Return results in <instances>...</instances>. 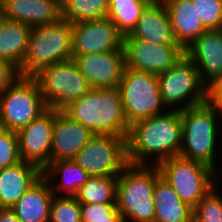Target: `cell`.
<instances>
[{"instance_id": "1", "label": "cell", "mask_w": 222, "mask_h": 222, "mask_svg": "<svg viewBox=\"0 0 222 222\" xmlns=\"http://www.w3.org/2000/svg\"><path fill=\"white\" fill-rule=\"evenodd\" d=\"M181 138L180 110H167L163 114L138 120L130 125L126 138L128 164L152 163L157 166L168 158L178 156Z\"/></svg>"}, {"instance_id": "2", "label": "cell", "mask_w": 222, "mask_h": 222, "mask_svg": "<svg viewBox=\"0 0 222 222\" xmlns=\"http://www.w3.org/2000/svg\"><path fill=\"white\" fill-rule=\"evenodd\" d=\"M61 111L94 135L128 136L130 125L124 116L118 88L91 89Z\"/></svg>"}, {"instance_id": "3", "label": "cell", "mask_w": 222, "mask_h": 222, "mask_svg": "<svg viewBox=\"0 0 222 222\" xmlns=\"http://www.w3.org/2000/svg\"><path fill=\"white\" fill-rule=\"evenodd\" d=\"M182 123L181 147L178 156L196 160L214 169V188L217 187L219 172L215 158L218 145V115L208 103L191 106L180 110ZM218 126V127H217ZM216 156V157H215ZM216 163V165H215ZM216 168V169H215ZM217 177V178H216Z\"/></svg>"}, {"instance_id": "4", "label": "cell", "mask_w": 222, "mask_h": 222, "mask_svg": "<svg viewBox=\"0 0 222 222\" xmlns=\"http://www.w3.org/2000/svg\"><path fill=\"white\" fill-rule=\"evenodd\" d=\"M161 176L156 165L128 164L117 176L116 206L124 222H154V185Z\"/></svg>"}, {"instance_id": "5", "label": "cell", "mask_w": 222, "mask_h": 222, "mask_svg": "<svg viewBox=\"0 0 222 222\" xmlns=\"http://www.w3.org/2000/svg\"><path fill=\"white\" fill-rule=\"evenodd\" d=\"M72 59V23L57 22L32 27L19 75L33 77L42 68Z\"/></svg>"}, {"instance_id": "6", "label": "cell", "mask_w": 222, "mask_h": 222, "mask_svg": "<svg viewBox=\"0 0 222 222\" xmlns=\"http://www.w3.org/2000/svg\"><path fill=\"white\" fill-rule=\"evenodd\" d=\"M118 90L129 125L167 110L161 99L157 75L125 66Z\"/></svg>"}, {"instance_id": "7", "label": "cell", "mask_w": 222, "mask_h": 222, "mask_svg": "<svg viewBox=\"0 0 222 222\" xmlns=\"http://www.w3.org/2000/svg\"><path fill=\"white\" fill-rule=\"evenodd\" d=\"M33 78L47 108L62 110L92 88L73 59L42 68Z\"/></svg>"}, {"instance_id": "8", "label": "cell", "mask_w": 222, "mask_h": 222, "mask_svg": "<svg viewBox=\"0 0 222 222\" xmlns=\"http://www.w3.org/2000/svg\"><path fill=\"white\" fill-rule=\"evenodd\" d=\"M157 167L161 177L191 208L214 189V169L204 163L174 156Z\"/></svg>"}, {"instance_id": "9", "label": "cell", "mask_w": 222, "mask_h": 222, "mask_svg": "<svg viewBox=\"0 0 222 222\" xmlns=\"http://www.w3.org/2000/svg\"><path fill=\"white\" fill-rule=\"evenodd\" d=\"M47 109L33 77L19 76L0 92V113L4 129L17 132Z\"/></svg>"}, {"instance_id": "10", "label": "cell", "mask_w": 222, "mask_h": 222, "mask_svg": "<svg viewBox=\"0 0 222 222\" xmlns=\"http://www.w3.org/2000/svg\"><path fill=\"white\" fill-rule=\"evenodd\" d=\"M158 82L162 102L170 110L172 107L184 110L206 102L207 87L202 83L196 66L186 55L166 72L159 74ZM179 104L180 107L177 106Z\"/></svg>"}, {"instance_id": "11", "label": "cell", "mask_w": 222, "mask_h": 222, "mask_svg": "<svg viewBox=\"0 0 222 222\" xmlns=\"http://www.w3.org/2000/svg\"><path fill=\"white\" fill-rule=\"evenodd\" d=\"M72 160L89 176H118L128 165L126 137L96 134Z\"/></svg>"}, {"instance_id": "12", "label": "cell", "mask_w": 222, "mask_h": 222, "mask_svg": "<svg viewBox=\"0 0 222 222\" xmlns=\"http://www.w3.org/2000/svg\"><path fill=\"white\" fill-rule=\"evenodd\" d=\"M123 49L126 67L157 76L185 55L180 45H156L134 37H123Z\"/></svg>"}, {"instance_id": "13", "label": "cell", "mask_w": 222, "mask_h": 222, "mask_svg": "<svg viewBox=\"0 0 222 222\" xmlns=\"http://www.w3.org/2000/svg\"><path fill=\"white\" fill-rule=\"evenodd\" d=\"M111 51H124L123 36L108 18L72 24V59Z\"/></svg>"}, {"instance_id": "14", "label": "cell", "mask_w": 222, "mask_h": 222, "mask_svg": "<svg viewBox=\"0 0 222 222\" xmlns=\"http://www.w3.org/2000/svg\"><path fill=\"white\" fill-rule=\"evenodd\" d=\"M54 109L48 108L30 124L17 131L21 160L43 170L51 162Z\"/></svg>"}, {"instance_id": "15", "label": "cell", "mask_w": 222, "mask_h": 222, "mask_svg": "<svg viewBox=\"0 0 222 222\" xmlns=\"http://www.w3.org/2000/svg\"><path fill=\"white\" fill-rule=\"evenodd\" d=\"M73 61L92 89L119 87L125 67L124 51L75 56Z\"/></svg>"}, {"instance_id": "16", "label": "cell", "mask_w": 222, "mask_h": 222, "mask_svg": "<svg viewBox=\"0 0 222 222\" xmlns=\"http://www.w3.org/2000/svg\"><path fill=\"white\" fill-rule=\"evenodd\" d=\"M184 53L207 87L222 74V29L207 30L184 49Z\"/></svg>"}, {"instance_id": "17", "label": "cell", "mask_w": 222, "mask_h": 222, "mask_svg": "<svg viewBox=\"0 0 222 222\" xmlns=\"http://www.w3.org/2000/svg\"><path fill=\"white\" fill-rule=\"evenodd\" d=\"M94 134L61 110H54L51 161L72 160Z\"/></svg>"}, {"instance_id": "18", "label": "cell", "mask_w": 222, "mask_h": 222, "mask_svg": "<svg viewBox=\"0 0 222 222\" xmlns=\"http://www.w3.org/2000/svg\"><path fill=\"white\" fill-rule=\"evenodd\" d=\"M125 37H134L156 45H179L162 0H152L142 12L135 29Z\"/></svg>"}, {"instance_id": "19", "label": "cell", "mask_w": 222, "mask_h": 222, "mask_svg": "<svg viewBox=\"0 0 222 222\" xmlns=\"http://www.w3.org/2000/svg\"><path fill=\"white\" fill-rule=\"evenodd\" d=\"M4 17L36 27L61 19L60 0H2Z\"/></svg>"}, {"instance_id": "20", "label": "cell", "mask_w": 222, "mask_h": 222, "mask_svg": "<svg viewBox=\"0 0 222 222\" xmlns=\"http://www.w3.org/2000/svg\"><path fill=\"white\" fill-rule=\"evenodd\" d=\"M42 176L38 166L23 160L0 169V207L12 208Z\"/></svg>"}, {"instance_id": "21", "label": "cell", "mask_w": 222, "mask_h": 222, "mask_svg": "<svg viewBox=\"0 0 222 222\" xmlns=\"http://www.w3.org/2000/svg\"><path fill=\"white\" fill-rule=\"evenodd\" d=\"M168 11L176 42L186 49L208 29L192 0H162Z\"/></svg>"}, {"instance_id": "22", "label": "cell", "mask_w": 222, "mask_h": 222, "mask_svg": "<svg viewBox=\"0 0 222 222\" xmlns=\"http://www.w3.org/2000/svg\"><path fill=\"white\" fill-rule=\"evenodd\" d=\"M54 193L42 176L12 207L21 222H49Z\"/></svg>"}, {"instance_id": "23", "label": "cell", "mask_w": 222, "mask_h": 222, "mask_svg": "<svg viewBox=\"0 0 222 222\" xmlns=\"http://www.w3.org/2000/svg\"><path fill=\"white\" fill-rule=\"evenodd\" d=\"M154 222H193V208L160 176L154 185Z\"/></svg>"}, {"instance_id": "24", "label": "cell", "mask_w": 222, "mask_h": 222, "mask_svg": "<svg viewBox=\"0 0 222 222\" xmlns=\"http://www.w3.org/2000/svg\"><path fill=\"white\" fill-rule=\"evenodd\" d=\"M31 27L3 18L0 22V59L14 65L18 71L27 52Z\"/></svg>"}, {"instance_id": "25", "label": "cell", "mask_w": 222, "mask_h": 222, "mask_svg": "<svg viewBox=\"0 0 222 222\" xmlns=\"http://www.w3.org/2000/svg\"><path fill=\"white\" fill-rule=\"evenodd\" d=\"M42 175L48 181L54 195L57 194L58 196L59 194L61 196V191L63 195L65 194V196H75L78 193L80 187L87 181L89 177L88 173L73 160L51 161L42 170ZM56 175L58 178L60 177L61 182H54L53 179L55 177L57 178Z\"/></svg>"}, {"instance_id": "26", "label": "cell", "mask_w": 222, "mask_h": 222, "mask_svg": "<svg viewBox=\"0 0 222 222\" xmlns=\"http://www.w3.org/2000/svg\"><path fill=\"white\" fill-rule=\"evenodd\" d=\"M152 0H109L107 18L123 36L130 35Z\"/></svg>"}, {"instance_id": "27", "label": "cell", "mask_w": 222, "mask_h": 222, "mask_svg": "<svg viewBox=\"0 0 222 222\" xmlns=\"http://www.w3.org/2000/svg\"><path fill=\"white\" fill-rule=\"evenodd\" d=\"M117 176H89L75 195L80 204L116 203Z\"/></svg>"}, {"instance_id": "28", "label": "cell", "mask_w": 222, "mask_h": 222, "mask_svg": "<svg viewBox=\"0 0 222 222\" xmlns=\"http://www.w3.org/2000/svg\"><path fill=\"white\" fill-rule=\"evenodd\" d=\"M109 0H61V18L74 24L107 18Z\"/></svg>"}, {"instance_id": "29", "label": "cell", "mask_w": 222, "mask_h": 222, "mask_svg": "<svg viewBox=\"0 0 222 222\" xmlns=\"http://www.w3.org/2000/svg\"><path fill=\"white\" fill-rule=\"evenodd\" d=\"M49 222H82L80 203L75 196H53Z\"/></svg>"}, {"instance_id": "30", "label": "cell", "mask_w": 222, "mask_h": 222, "mask_svg": "<svg viewBox=\"0 0 222 222\" xmlns=\"http://www.w3.org/2000/svg\"><path fill=\"white\" fill-rule=\"evenodd\" d=\"M193 222H222V196L217 188L193 208Z\"/></svg>"}, {"instance_id": "31", "label": "cell", "mask_w": 222, "mask_h": 222, "mask_svg": "<svg viewBox=\"0 0 222 222\" xmlns=\"http://www.w3.org/2000/svg\"><path fill=\"white\" fill-rule=\"evenodd\" d=\"M82 222H124L116 203L80 204Z\"/></svg>"}, {"instance_id": "32", "label": "cell", "mask_w": 222, "mask_h": 222, "mask_svg": "<svg viewBox=\"0 0 222 222\" xmlns=\"http://www.w3.org/2000/svg\"><path fill=\"white\" fill-rule=\"evenodd\" d=\"M21 161L19 155L18 135L16 131H0V169L7 168Z\"/></svg>"}, {"instance_id": "33", "label": "cell", "mask_w": 222, "mask_h": 222, "mask_svg": "<svg viewBox=\"0 0 222 222\" xmlns=\"http://www.w3.org/2000/svg\"><path fill=\"white\" fill-rule=\"evenodd\" d=\"M208 30L222 29V0H192Z\"/></svg>"}, {"instance_id": "34", "label": "cell", "mask_w": 222, "mask_h": 222, "mask_svg": "<svg viewBox=\"0 0 222 222\" xmlns=\"http://www.w3.org/2000/svg\"><path fill=\"white\" fill-rule=\"evenodd\" d=\"M19 76V71L14 65L0 59V92L11 85Z\"/></svg>"}, {"instance_id": "35", "label": "cell", "mask_w": 222, "mask_h": 222, "mask_svg": "<svg viewBox=\"0 0 222 222\" xmlns=\"http://www.w3.org/2000/svg\"><path fill=\"white\" fill-rule=\"evenodd\" d=\"M206 96H222V74L207 86Z\"/></svg>"}, {"instance_id": "36", "label": "cell", "mask_w": 222, "mask_h": 222, "mask_svg": "<svg viewBox=\"0 0 222 222\" xmlns=\"http://www.w3.org/2000/svg\"><path fill=\"white\" fill-rule=\"evenodd\" d=\"M0 222H21L12 208L0 207Z\"/></svg>"}, {"instance_id": "37", "label": "cell", "mask_w": 222, "mask_h": 222, "mask_svg": "<svg viewBox=\"0 0 222 222\" xmlns=\"http://www.w3.org/2000/svg\"><path fill=\"white\" fill-rule=\"evenodd\" d=\"M206 101L214 107L216 114H222V96H206Z\"/></svg>"}, {"instance_id": "38", "label": "cell", "mask_w": 222, "mask_h": 222, "mask_svg": "<svg viewBox=\"0 0 222 222\" xmlns=\"http://www.w3.org/2000/svg\"><path fill=\"white\" fill-rule=\"evenodd\" d=\"M4 18L3 1L0 0V22Z\"/></svg>"}, {"instance_id": "39", "label": "cell", "mask_w": 222, "mask_h": 222, "mask_svg": "<svg viewBox=\"0 0 222 222\" xmlns=\"http://www.w3.org/2000/svg\"><path fill=\"white\" fill-rule=\"evenodd\" d=\"M2 121H1V113H0V131L3 130Z\"/></svg>"}]
</instances>
